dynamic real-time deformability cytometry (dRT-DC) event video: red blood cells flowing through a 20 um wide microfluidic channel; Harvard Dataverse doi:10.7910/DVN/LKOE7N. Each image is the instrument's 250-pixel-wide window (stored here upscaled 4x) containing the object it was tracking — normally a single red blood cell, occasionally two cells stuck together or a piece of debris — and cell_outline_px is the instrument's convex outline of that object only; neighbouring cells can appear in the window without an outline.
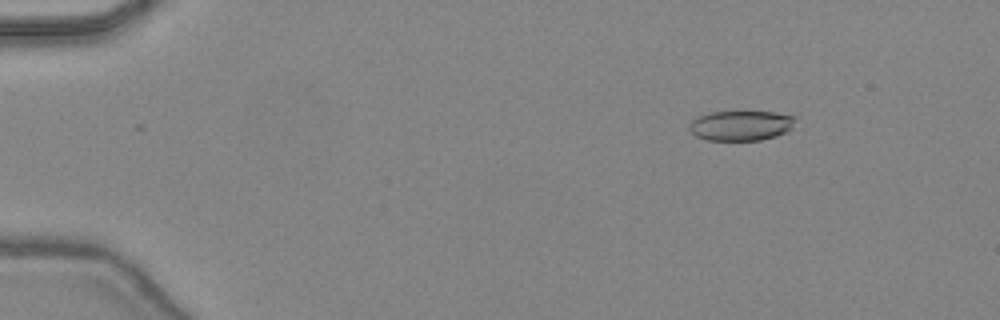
{"species": "common noctule bat (a hibernating species)", "species_latin": "Nyctalus noctula", "temperature_condition": "warm", "stored_images_in_passage": 47, "camera_frame_rate_fps": 3000, "um_per_image_px": 0.085, "animal": {"sex": "female", "body_mass_g": 24.6, "forearm_length_mm": 56.2}, "frame": {"image": 1, "passage_image": 7, "time_ms": 2.0, "image_size_px": [1000, 320], "cell_outline_px": [[796, 116], [792, 128], [788, 132], [776, 136], [760, 140], [704, 140], [696, 136], [688, 128], [688, 124], [692, 120], [708, 112], [772, 112]], "centroid_in_image_um": [62.98, 10.68], "position_along_channel_um": 22.0, "area_um2": 18.61}}
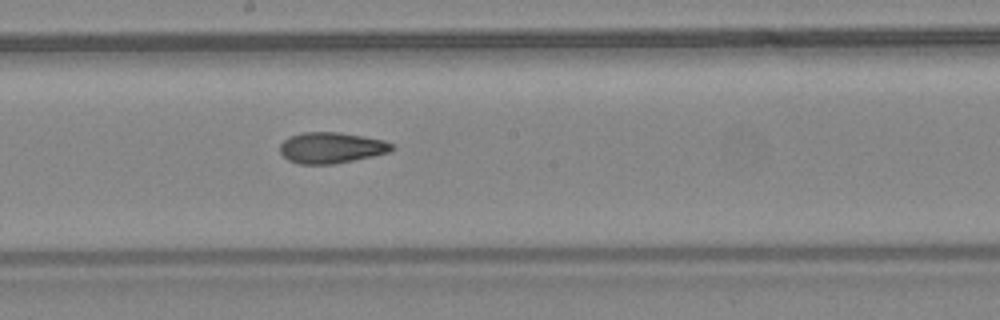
{"frame": {"image": 2, "passage_image": 27, "time_ms": 8.667, "image_size_px": [1000, 320], "cell_outline_px": [[396, 148], [388, 152], [372, 156], [332, 164], [300, 164], [288, 160], [280, 152], [280, 144], [288, 136], [300, 132], [340, 132], [384, 140], [392, 144]], "centroid_in_image_um": [28.13, 12.54], "position_along_channel_um": 220.1, "area_um2": 20.17}}
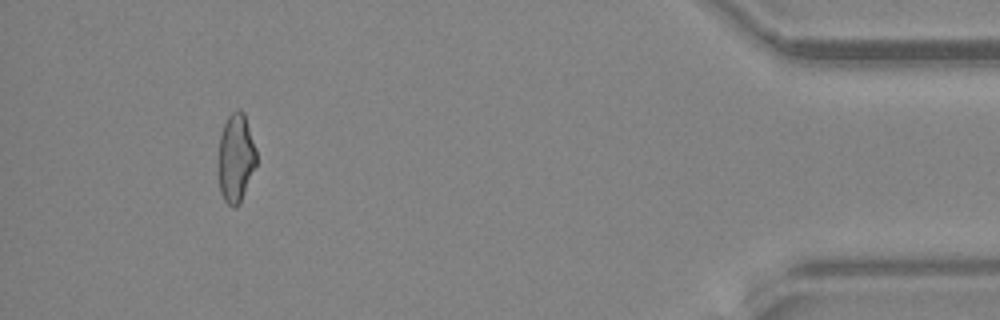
{"frame": {"image": 3, "passage_image": 44, "time_ms": 14.333, "image_size_px": [1000, 320], "cell_outline_px": [[256, 164], [240, 204], [232, 208], [224, 200], [220, 192], [216, 172], [216, 168], [220, 136], [224, 124], [228, 116], [232, 112], [240, 108], [244, 112], [256, 148]], "centroid_in_image_um": [20.01, 13.45], "position_along_channel_um": 415.2, "area_um2": 20.17}, "authors_computed_cell_mechanics": {"area_um2": 20.1144, "velocity_mm_per_s": 4.4965, "shape_relaxation_time_tau1_ms": null, "shape_relaxation_time_tau2_ms": 3.8624, "deformation_change_tau1": null, "deformation_change_tau2": 0.1228}}